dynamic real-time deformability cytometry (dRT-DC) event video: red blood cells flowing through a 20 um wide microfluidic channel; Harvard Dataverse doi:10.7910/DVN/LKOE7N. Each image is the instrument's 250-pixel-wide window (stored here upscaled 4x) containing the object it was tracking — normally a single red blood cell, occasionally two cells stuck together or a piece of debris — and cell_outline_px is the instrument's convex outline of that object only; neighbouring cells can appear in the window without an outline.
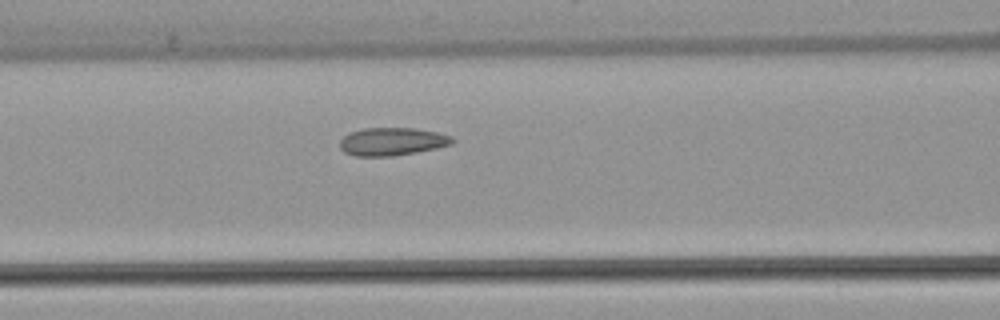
{"species": "common noctule bat (a hibernating species)", "species_latin": "Nyctalus noctula", "temperature_condition": "warm", "stored_images_in_passage": 6, "camera_frame_rate_fps": 3000, "um_per_image_px": 0.085, "animal": {"sex": "female", "body_mass_g": 22.7, "forearm_length_mm": 54.2}, "frame": {"image": 1, "passage_image": 6, "time_ms": 7.0, "image_size_px": [1000, 320], "cell_outline_px": [[456, 140], [452, 144], [436, 148], [416, 152], [392, 156], [356, 156], [344, 152], [340, 148], [340, 140], [344, 136], [352, 132], [364, 128], [416, 128], [436, 132], [452, 136]], "centroid_in_image_um": [33.35, 12.03], "position_along_channel_um": 133.3, "area_um2": 18.26}}